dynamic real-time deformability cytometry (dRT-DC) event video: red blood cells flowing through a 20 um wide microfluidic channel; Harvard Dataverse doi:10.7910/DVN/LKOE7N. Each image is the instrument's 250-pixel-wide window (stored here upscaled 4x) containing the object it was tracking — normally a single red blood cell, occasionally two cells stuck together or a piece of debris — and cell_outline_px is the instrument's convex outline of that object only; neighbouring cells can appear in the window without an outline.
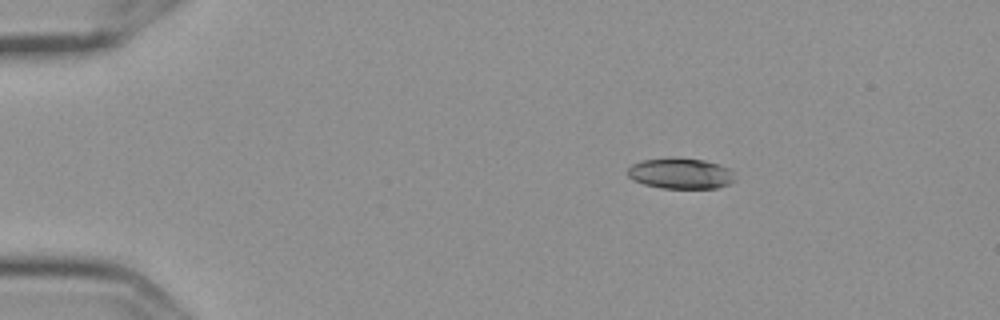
{"species": "Egyptian fruit bat (a non-hibernating species)", "species_latin": "Rousettus aegyptiacus", "temperature_condition": "cold", "stored_images_in_passage": 3, "camera_frame_rate_fps": 3000, "um_per_image_px": 0.085, "frame": {"image": 1, "passage_image": 1, "time_ms": 0.0, "image_size_px": [1000, 320], "cell_outline_px": [[736, 180], [728, 184], [716, 188], [660, 188], [644, 184], [632, 180], [628, 176], [628, 168], [632, 164], [644, 160], [672, 156], [704, 160], [720, 164], [728, 168], [732, 172]], "centroid_in_image_um": [57.84, 14.73], "position_along_channel_um": 27.2, "area_um2": 19.48}}